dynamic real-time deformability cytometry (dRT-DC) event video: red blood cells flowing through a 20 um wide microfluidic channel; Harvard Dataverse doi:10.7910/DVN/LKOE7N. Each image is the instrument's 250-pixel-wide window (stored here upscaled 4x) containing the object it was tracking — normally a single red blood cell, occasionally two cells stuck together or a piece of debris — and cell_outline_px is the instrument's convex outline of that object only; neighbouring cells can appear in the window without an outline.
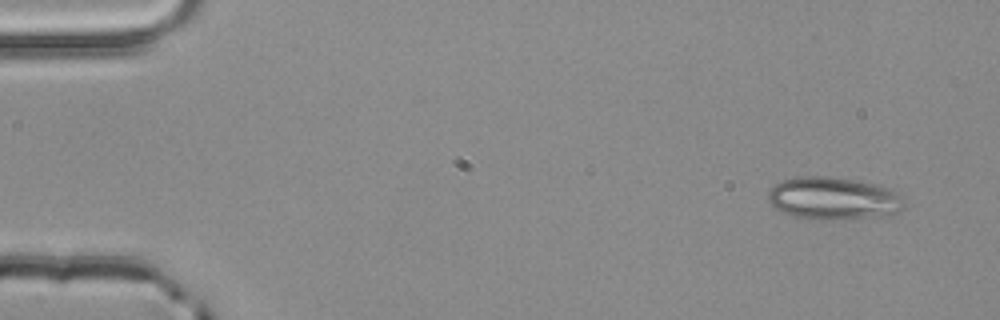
{"species": "common noctule bat (a hibernating species)", "species_latin": "Nyctalus noctula", "temperature_condition": "room temperature", "stored_images_in_passage": 4, "camera_frame_rate_fps": 3000, "um_per_image_px": 0.085, "animal": {"sex": "male", "body_mass_g": 20.4}, "frame": {"image": 1, "passage_image": 1, "time_ms": 0.0, "image_size_px": [1000, 320], "cell_outline_px": [[904, 208], [900, 212], [888, 216], [828, 220], [820, 220], [792, 216], [776, 208], [768, 200], [768, 192], [776, 184], [784, 180], [796, 176], [824, 176], [880, 184], [904, 196]], "centroid_in_image_um": [70.9, 16.87], "position_along_channel_um": 14.1, "area_um2": 34.04}}
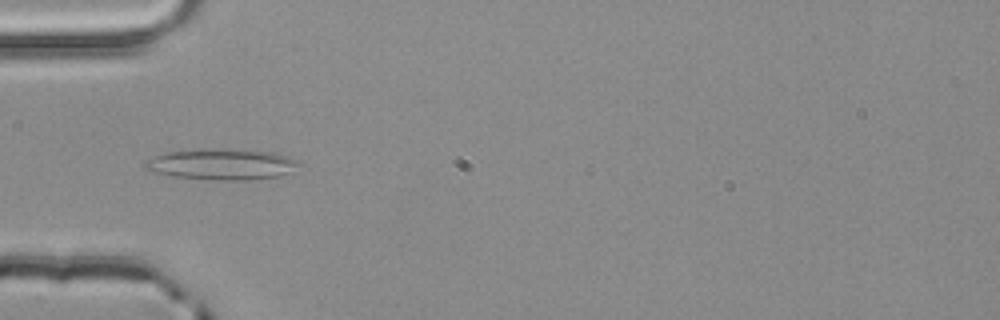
{"frame": {"image": 2, "passage_image": 4, "time_ms": 1.0, "image_size_px": [1000, 320], "cell_outline_px": [[304, 164], [288, 172], [276, 176], [248, 180], [212, 180], [172, 176], [152, 172], [144, 168], [144, 160], [164, 152], [212, 148], [244, 148], [276, 152], [300, 160]], "centroid_in_image_um": [18.87, 13.93], "position_along_channel_um": 66.1, "area_um2": 28.55}}